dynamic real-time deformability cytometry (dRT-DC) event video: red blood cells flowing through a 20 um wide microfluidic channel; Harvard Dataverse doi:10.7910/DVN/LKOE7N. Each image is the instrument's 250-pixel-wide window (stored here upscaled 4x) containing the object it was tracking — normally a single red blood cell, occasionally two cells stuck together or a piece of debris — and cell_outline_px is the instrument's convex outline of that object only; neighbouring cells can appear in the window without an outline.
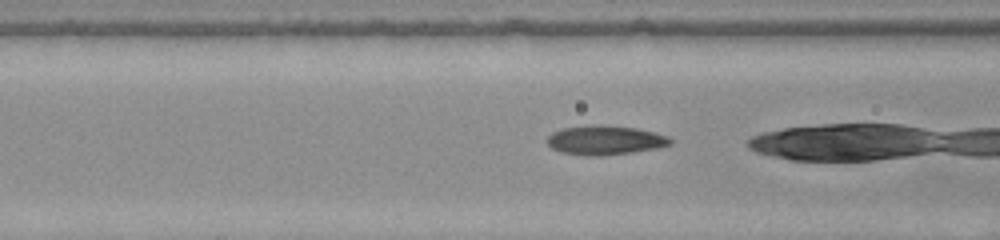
{"species": "common noctule bat (a hibernating species)", "species_latin": "Nyctalus noctula", "temperature_condition": "warm", "stored_images_in_passage": 18, "camera_frame_rate_fps": 3000, "um_per_image_px": 0.085, "animal": {"sex": "female", "body_mass_g": 22.0, "forearm_length_mm": 56.7}, "frame": {"image": 1, "passage_image": 17, "time_ms": 5.333, "image_size_px": [1000, 240], "cell_outline_px": [[672, 144], [656, 148], [632, 152], [604, 156], [588, 156], [560, 152], [552, 148], [548, 144], [548, 136], [552, 132], [564, 128], [592, 124], [636, 128], [656, 132], [668, 136], [672, 140]], "centroid_in_image_um": [51.44, 11.92], "position_along_channel_um": 115.2, "area_um2": 21.04}}